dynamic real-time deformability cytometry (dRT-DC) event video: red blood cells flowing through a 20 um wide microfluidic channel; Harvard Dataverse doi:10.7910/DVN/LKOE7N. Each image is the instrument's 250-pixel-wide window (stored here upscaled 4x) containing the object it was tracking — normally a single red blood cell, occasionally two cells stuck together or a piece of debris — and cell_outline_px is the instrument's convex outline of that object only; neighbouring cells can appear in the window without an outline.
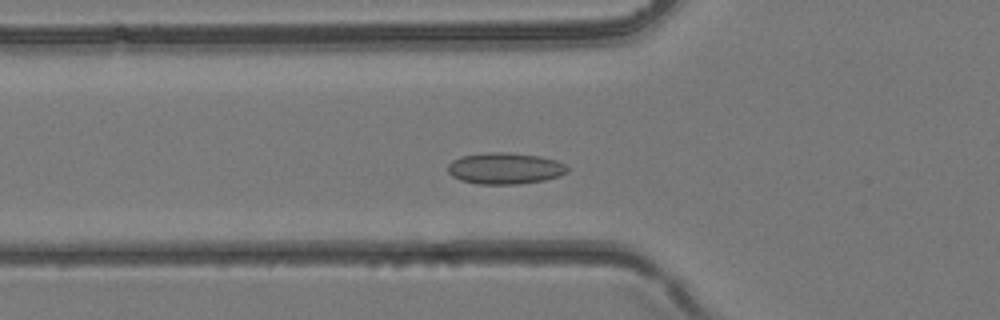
{"species": "common noctule bat (a hibernating species)", "species_latin": "Nyctalus noctula", "temperature_condition": "room temperature", "stored_images_in_passage": 37, "camera_frame_rate_fps": 3000, "um_per_image_px": 0.085, "animal": {"sex": "female", "body_mass_g": 24.6, "forearm_length_mm": 56.2}, "frame": {"image": 1, "passage_image": 11, "time_ms": 3.333, "image_size_px": [1000, 320], "cell_outline_px": [[568, 172], [560, 176], [544, 180], [516, 184], [476, 184], [460, 180], [452, 176], [448, 172], [448, 164], [452, 160], [460, 156], [488, 152], [508, 152], [540, 156], [556, 160], [564, 164], [568, 168]], "centroid_in_image_um": [42.91, 14.31], "position_along_channel_um": 82.9, "area_um2": 22.02}}
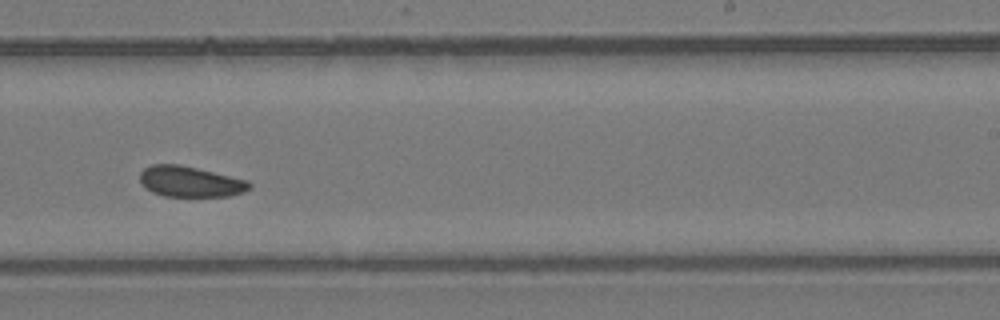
{"frame": {"image": 2, "passage_image": 22, "time_ms": 7.0, "image_size_px": [1000, 320], "cell_outline_px": [[252, 188], [244, 192], [228, 196], [164, 196], [152, 192], [140, 180], [140, 172], [144, 168], [152, 164], [180, 164], [248, 180], [252, 184]], "centroid_in_image_um": [16.2, 15.43], "position_along_channel_um": 272.8, "area_um2": 19.54}}
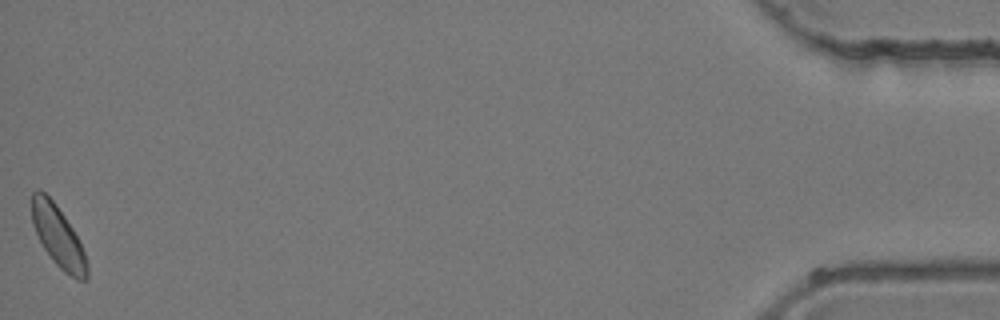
{"frame": {"image": 3, "passage_image": 37, "time_ms": 12.0, "image_size_px": [1000, 320], "cell_outline_px": [[88, 280], [76, 280], [64, 272], [52, 260], [44, 248], [32, 224], [32, 192], [36, 188], [40, 188], [56, 204], [72, 228], [84, 252], [88, 264]], "centroid_in_image_um": [4.94, 20.11], "position_along_channel_um": 430.3, "area_um2": 19.59}}